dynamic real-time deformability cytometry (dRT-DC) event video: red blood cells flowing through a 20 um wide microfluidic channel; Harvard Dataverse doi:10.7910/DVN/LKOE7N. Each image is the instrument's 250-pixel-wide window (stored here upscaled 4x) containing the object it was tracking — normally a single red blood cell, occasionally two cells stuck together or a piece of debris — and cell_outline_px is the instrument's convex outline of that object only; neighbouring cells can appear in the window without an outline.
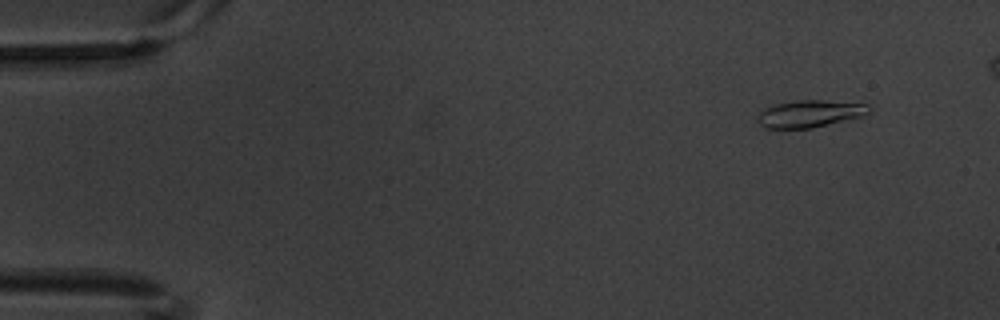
{"species": "common noctule bat (a hibernating species)", "species_latin": "Nyctalus noctula", "temperature_condition": "warm", "stored_images_in_passage": 10, "camera_frame_rate_fps": 3000, "um_per_image_px": 0.085, "animal": {"sex": "male", "body_mass_g": 20.1, "forearm_length_mm": 53.5}, "frame": {"image": 1, "passage_image": 2, "time_ms": 0.333, "image_size_px": [1000, 320], "cell_outline_px": [[872, 108], [864, 116], [812, 128], [764, 128], [756, 120], [760, 112], [764, 108], [776, 104], [796, 100], [824, 100], [868, 104]], "centroid_in_image_um": [68.84, 9.66], "position_along_channel_um": 16.2, "area_um2": 17.69}}
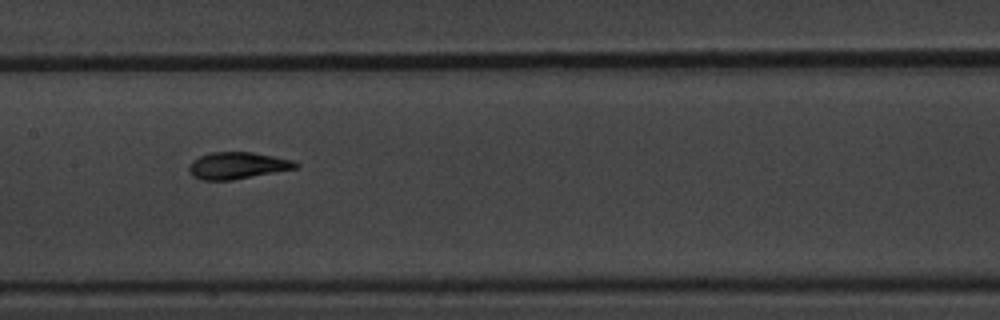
{"frame": {"image": 2, "passage_image": 9, "time_ms": 2.667, "image_size_px": [1000, 320], "cell_outline_px": [[300, 164], [296, 168], [232, 180], [200, 180], [192, 176], [188, 168], [192, 160], [200, 156], [212, 152], [252, 152], [292, 160]], "centroid_in_image_um": [20.14, 14.07], "position_along_channel_um": 187.3, "area_um2": 16.53}}
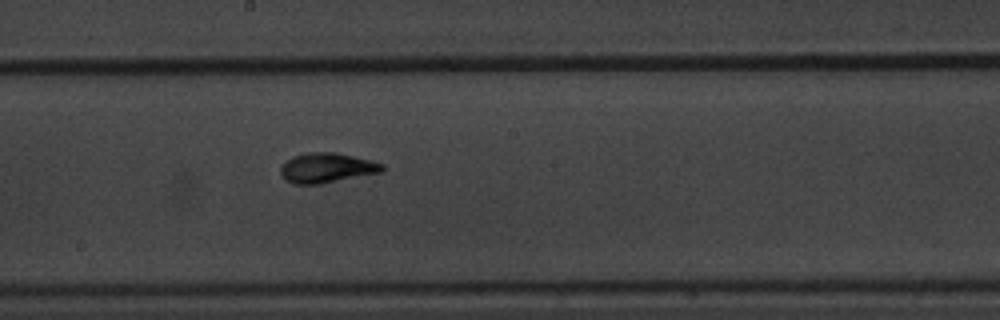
{"frame": {"image": 3, "passage_image": 10, "time_ms": 3.0, "image_size_px": [1000, 320], "cell_outline_px": [[384, 172], [320, 184], [292, 184], [284, 180], [280, 172], [280, 168], [292, 156], [308, 152], [336, 152], [372, 160], [384, 164]], "centroid_in_image_um": [27.8, 14.27], "position_along_channel_um": 220.4, "area_um2": 17.92}}